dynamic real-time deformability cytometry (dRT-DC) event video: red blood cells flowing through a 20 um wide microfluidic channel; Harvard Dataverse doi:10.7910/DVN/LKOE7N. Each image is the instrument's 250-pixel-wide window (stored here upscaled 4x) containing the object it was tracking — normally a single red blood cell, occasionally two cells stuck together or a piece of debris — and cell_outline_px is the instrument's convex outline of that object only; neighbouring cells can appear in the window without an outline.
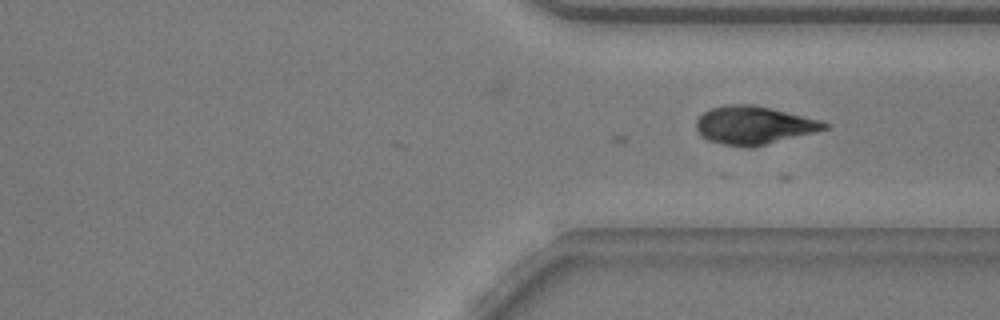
{"species": "common noctule bat (a hibernating species)", "species_latin": "Nyctalus noctula", "temperature_condition": "warm", "stored_images_in_passage": 26, "camera_frame_rate_fps": 3000, "um_per_image_px": 0.085, "animal": {"sex": "male", "body_mass_g": 20.5, "forearm_length_mm": 52.5}, "frame": {"image": 1, "passage_image": 24, "time_ms": 7.667, "image_size_px": [1000, 320], "cell_outline_px": [[832, 124], [828, 128], [816, 132], [752, 148], [744, 148], [724, 144], [708, 140], [700, 136], [696, 128], [696, 120], [704, 112], [712, 108], [724, 104], [752, 104], [820, 120]], "centroid_in_image_um": [64.07, 10.66], "position_along_channel_um": 347.3, "area_um2": 28.61}}